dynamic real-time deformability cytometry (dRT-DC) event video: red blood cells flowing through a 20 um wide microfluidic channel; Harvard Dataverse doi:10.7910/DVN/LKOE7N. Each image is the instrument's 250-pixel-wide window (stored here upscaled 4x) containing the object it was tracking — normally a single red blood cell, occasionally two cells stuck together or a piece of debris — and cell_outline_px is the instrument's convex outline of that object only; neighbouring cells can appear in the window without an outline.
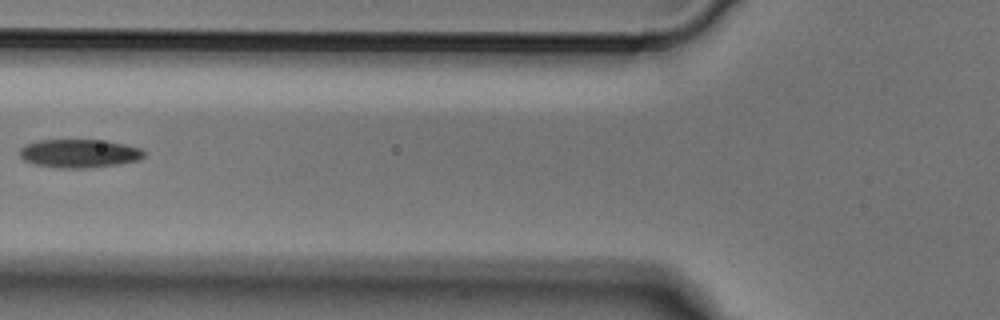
{"species": "Egyptian fruit bat (a non-hibernating species)", "species_latin": "Rousettus aegyptiacus", "temperature_condition": "cold", "stored_images_in_passage": 6, "camera_frame_rate_fps": 3000, "um_per_image_px": 0.085, "animal": {"sex": "male"}, "frame": {"image": 1, "passage_image": 6, "time_ms": 1.667, "image_size_px": [1000, 320], "cell_outline_px": [[144, 156], [140, 160], [120, 164], [88, 168], [60, 168], [36, 164], [24, 160], [20, 156], [20, 148], [24, 144], [40, 140], [104, 140], [124, 144], [140, 148], [144, 152]], "centroid_in_image_um": [6.74, 13.04], "position_along_channel_um": 119.1, "area_um2": 20.63}}